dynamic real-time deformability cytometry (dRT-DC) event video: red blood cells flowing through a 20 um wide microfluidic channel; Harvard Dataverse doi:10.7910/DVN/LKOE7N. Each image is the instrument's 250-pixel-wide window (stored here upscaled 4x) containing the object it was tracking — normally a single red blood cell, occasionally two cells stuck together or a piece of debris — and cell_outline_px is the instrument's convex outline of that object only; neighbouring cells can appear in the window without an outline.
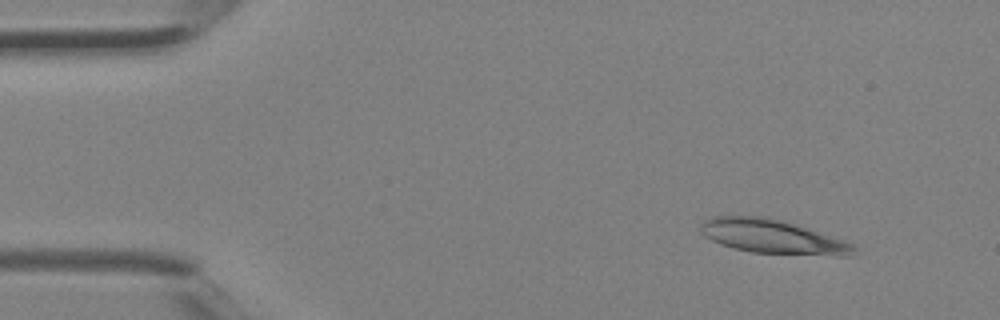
{"species": "Egyptian fruit bat (a non-hibernating species)", "species_latin": "Rousettus aegyptiacus", "temperature_condition": "room temperature", "stored_images_in_passage": 3, "camera_frame_rate_fps": 3000, "um_per_image_px": 0.085, "animal": {"sex": "female"}, "frame": {"image": 1, "passage_image": 1, "time_ms": 0.0, "image_size_px": [1000, 320], "cell_outline_px": [[856, 248], [852, 256], [840, 256], [752, 252], [732, 248], [720, 244], [704, 236], [700, 232], [700, 224], [704, 220], [712, 216], [768, 216], [784, 220], [844, 240], [852, 244]], "centroid_in_image_um": [65.64, 20.1], "position_along_channel_um": 19.4, "area_um2": 30.52}}
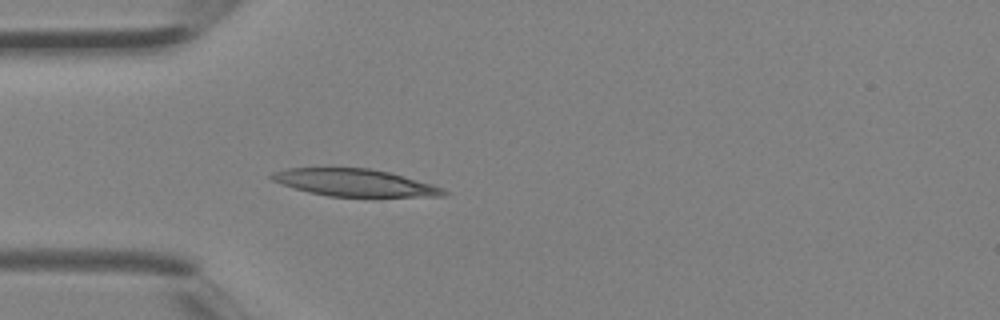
{"frame": {"image": 2, "passage_image": 3, "time_ms": 0.667, "image_size_px": [1000, 320], "cell_outline_px": [[452, 192], [444, 196], [328, 196], [308, 192], [272, 180], [268, 176], [272, 172], [288, 168], [368, 168], [388, 172], [432, 184], [444, 188]], "centroid_in_image_um": [30.17, 15.52], "position_along_channel_um": 54.8, "area_um2": 26.99}}